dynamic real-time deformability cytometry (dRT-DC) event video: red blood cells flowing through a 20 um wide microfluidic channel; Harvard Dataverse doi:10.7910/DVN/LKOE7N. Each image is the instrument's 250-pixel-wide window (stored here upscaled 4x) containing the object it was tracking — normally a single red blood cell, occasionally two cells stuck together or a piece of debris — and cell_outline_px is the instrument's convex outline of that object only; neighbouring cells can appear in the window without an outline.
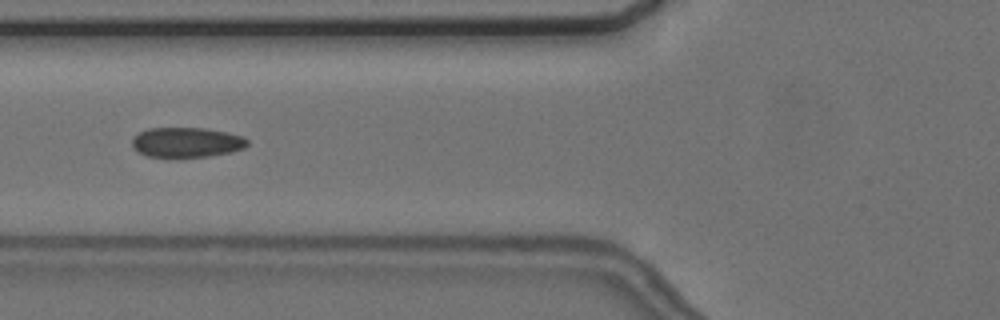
{"species": "common noctule bat (a hibernating species)", "species_latin": "Nyctalus noctula", "temperature_condition": "cold", "stored_images_in_passage": 8, "camera_frame_rate_fps": 3000, "um_per_image_px": 0.085, "animal": {"sex": "female", "body_mass_g": 24.6, "forearm_length_mm": 56.2}, "frame": {"image": 1, "passage_image": 6, "time_ms": 7.0, "image_size_px": [1000, 320], "cell_outline_px": [[248, 144], [244, 148], [232, 152], [208, 156], [148, 156], [132, 148], [132, 140], [140, 132], [148, 128], [204, 128], [228, 132], [244, 136], [248, 140]], "centroid_in_image_um": [15.91, 12.08], "position_along_channel_um": 109.9, "area_um2": 19.94}}
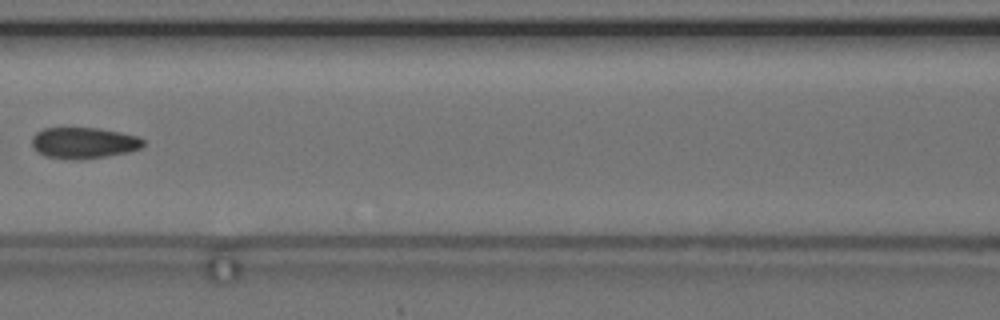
{"frame": {"image": 2, "passage_image": 7, "time_ms": 8.333, "image_size_px": [1000, 320], "cell_outline_px": [[144, 144], [140, 148], [128, 152], [104, 156], [76, 160], [72, 160], [44, 156], [36, 152], [32, 148], [32, 136], [36, 132], [44, 128], [100, 128], [120, 132], [136, 136], [144, 140]], "centroid_in_image_um": [7.06, 12.15], "position_along_channel_um": 159.5, "area_um2": 20.29}}
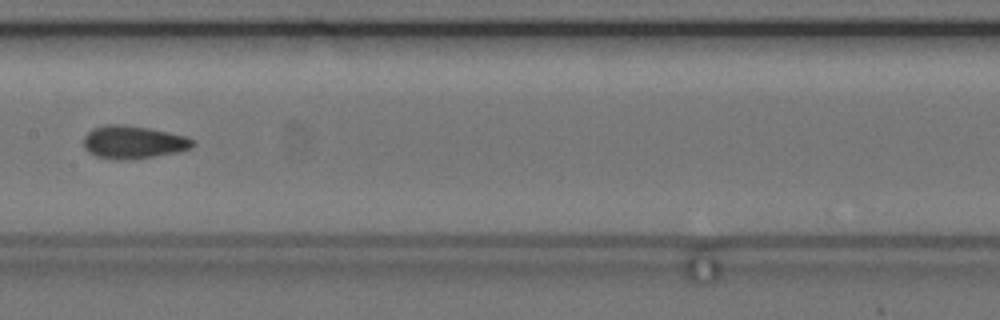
{"frame": {"image": 3, "passage_image": 8, "time_ms": 9.333, "image_size_px": [1000, 320], "cell_outline_px": [[196, 144], [188, 148], [176, 152], [152, 156], [120, 160], [96, 156], [88, 152], [84, 148], [84, 136], [92, 128], [108, 124], [124, 124], [148, 128], [168, 132], [184, 136], [192, 140]], "centroid_in_image_um": [11.27, 12.07], "position_along_channel_um": 196.1, "area_um2": 20.58}}